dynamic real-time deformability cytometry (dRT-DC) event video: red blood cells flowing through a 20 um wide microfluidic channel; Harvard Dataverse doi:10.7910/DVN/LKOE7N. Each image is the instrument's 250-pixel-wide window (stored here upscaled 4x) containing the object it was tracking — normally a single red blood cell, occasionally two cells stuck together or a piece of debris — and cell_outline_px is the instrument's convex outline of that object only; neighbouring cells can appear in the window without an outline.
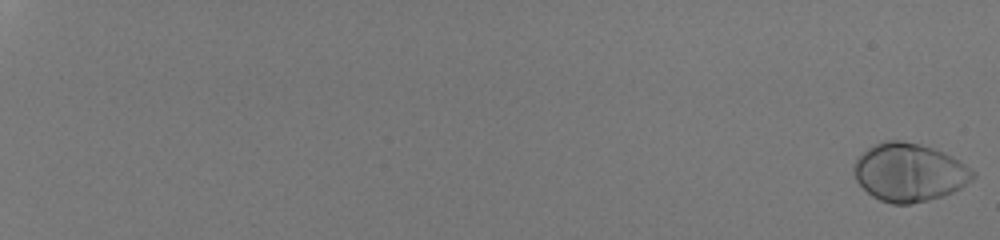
{"species": "human", "species_latin": "Homo sapiens", "temperature_condition": "room temperature", "stored_images_in_passage": 55, "camera_frame_rate_fps": 3000, "um_per_image_px": 0.085, "donor": {"sex": "male"}, "frame": {"image": 1, "passage_image": 1, "time_ms": 0.0, "image_size_px": [1000, 240], "cell_outline_px": [[976, 176], [960, 188], [944, 196], [928, 200], [908, 204], [892, 204], [880, 200], [872, 196], [856, 180], [852, 172], [852, 168], [856, 160], [868, 148], [884, 140], [900, 140], [920, 144], [944, 152], [960, 160], [976, 172]], "centroid_in_image_um": [77.29, 14.65], "position_along_channel_um": 7.7, "area_um2": 40.34}}
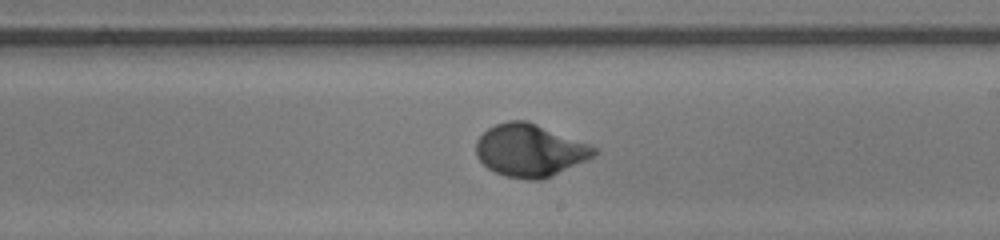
{"frame": {"image": 2, "passage_image": 38, "time_ms": 12.333, "image_size_px": [1000, 240], "cell_outline_px": [[600, 152], [544, 180], [528, 180], [504, 176], [488, 168], [476, 156], [476, 140], [488, 128], [496, 124], [508, 120], [528, 120], [600, 148]], "centroid_in_image_um": [45.04, 12.77], "position_along_channel_um": 244.0, "area_um2": 36.24}}
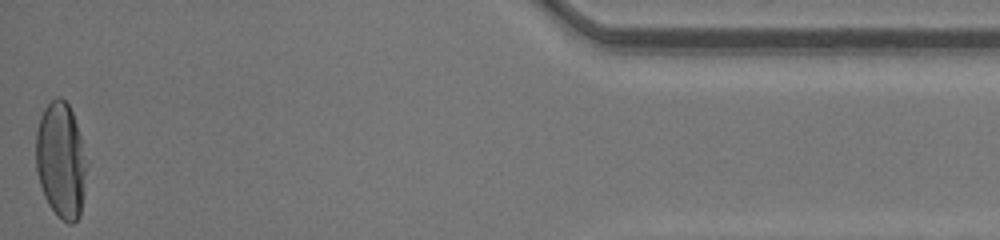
{"frame": {"image": 3, "passage_image": 55, "time_ms": 18.0, "image_size_px": [1000, 240], "cell_outline_px": [[88, 164], [84, 192], [80, 216], [72, 224], [68, 224], [56, 216], [48, 204], [44, 196], [40, 184], [36, 168], [36, 132], [40, 116], [44, 108], [56, 96], [60, 96], [68, 104], [72, 112], [80, 136]], "centroid_in_image_um": [5.18, 13.65], "position_along_channel_um": 430.0, "area_um2": 34.62}, "authors_computed_cell_mechanics": {"area_um2": 36.0094, "velocity_mm_per_s": 4.2592, "shape_relaxation_time_tau1_ms": 2.512, "shape_relaxation_time_tau2_ms": null, "deformation_change_tau1": 0.1721, "deformation_change_tau2": null}}